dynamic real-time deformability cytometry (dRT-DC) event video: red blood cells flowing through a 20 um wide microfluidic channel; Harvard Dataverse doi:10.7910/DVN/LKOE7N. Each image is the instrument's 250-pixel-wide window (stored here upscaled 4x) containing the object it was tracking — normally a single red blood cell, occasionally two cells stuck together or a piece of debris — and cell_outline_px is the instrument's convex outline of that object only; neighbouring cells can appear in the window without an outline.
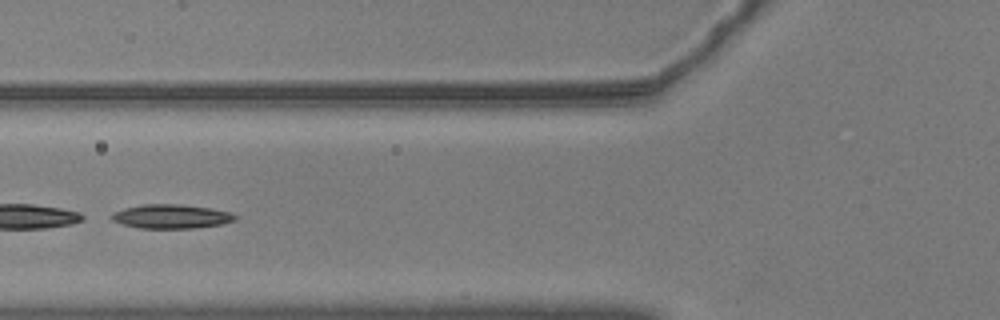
{"species": "common noctule bat (a hibernating species)", "species_latin": "Nyctalus noctula", "temperature_condition": "warm", "stored_images_in_passage": 56, "segment_of_instrument_passage": [2, 2], "camera_frame_rate_fps": 3000, "um_per_image_px": 0.085, "animal": {"sex": "male", "body_mass_g": 20.5, "forearm_length_mm": 52.5}, "frame": {"image": 1, "passage_image": 22, "time_ms": 7.0, "image_size_px": [1000, 320], "cell_outline_px": [[236, 220], [220, 224], [192, 228], [140, 228], [124, 224], [112, 220], [108, 216], [112, 212], [124, 208], [144, 204], [180, 204], [212, 208], [232, 212], [236, 216]], "centroid_in_image_um": [14.54, 18.38], "position_along_channel_um": 111.3, "area_um2": 17.34}}